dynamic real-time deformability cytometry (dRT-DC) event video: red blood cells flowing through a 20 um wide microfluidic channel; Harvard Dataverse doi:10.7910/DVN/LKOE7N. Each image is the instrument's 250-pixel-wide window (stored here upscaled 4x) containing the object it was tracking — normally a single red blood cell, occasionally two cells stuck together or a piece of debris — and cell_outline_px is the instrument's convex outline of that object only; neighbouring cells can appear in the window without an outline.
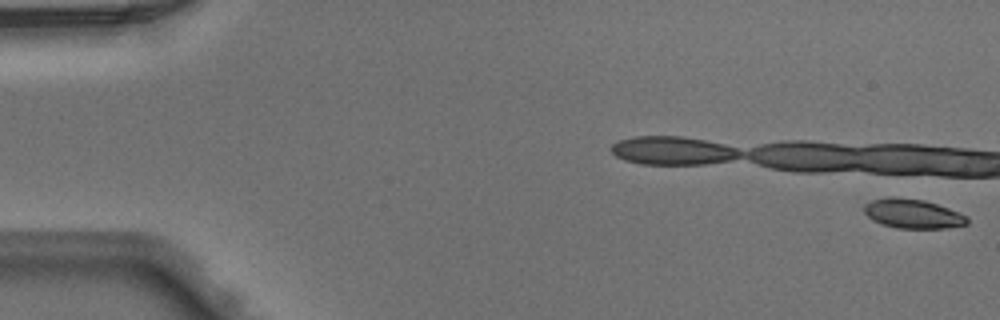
{"species": "Egyptian fruit bat (a non-hibernating species)", "species_latin": "Rousettus aegyptiacus", "temperature_condition": "warm", "stored_images_in_passage": 9, "camera_frame_rate_fps": 3000, "um_per_image_px": 0.085, "animal": {"sex": "male"}, "frame": {"image": 1, "passage_image": 1, "time_ms": 0.0, "image_size_px": [1000, 320], "cell_outline_px": [[968, 224], [948, 228], [896, 228], [872, 220], [864, 212], [864, 208], [872, 200], [924, 200], [960, 212], [968, 216]], "centroid_in_image_um": [77.7, 18.23], "position_along_channel_um": 7.3, "area_um2": 16.76}}